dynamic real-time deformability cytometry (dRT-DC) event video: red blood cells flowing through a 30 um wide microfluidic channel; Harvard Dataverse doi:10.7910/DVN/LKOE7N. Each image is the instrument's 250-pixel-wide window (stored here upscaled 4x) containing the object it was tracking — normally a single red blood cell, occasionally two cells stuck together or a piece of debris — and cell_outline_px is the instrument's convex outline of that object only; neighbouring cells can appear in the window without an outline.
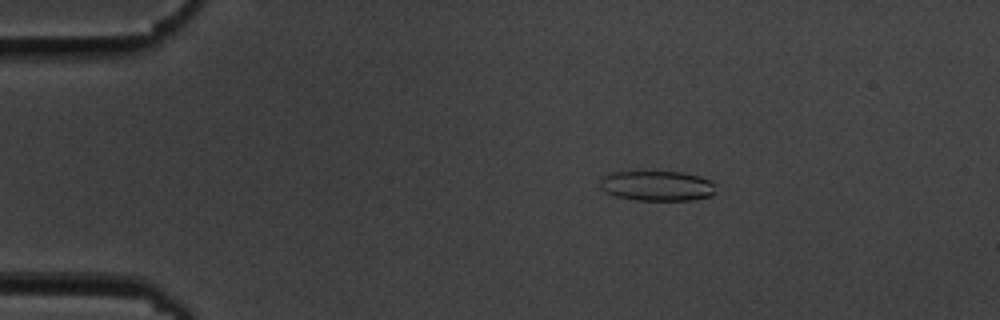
{"species": "common noctule bat (a hibernating species)", "species_latin": "Nyctalus noctula", "temperature_condition": "cold", "stored_images_in_passage": 56, "camera_frame_rate_fps": 3000, "um_per_image_px": 0.085, "animal": {"sex": "male", "body_mass_g": 19.5, "forearm_length_mm": 54.6}, "frame": {"image": 1, "passage_image": 10, "time_ms": 3.0, "image_size_px": [1000, 320], "cell_outline_px": [[716, 192], [712, 196], [692, 200], [636, 200], [616, 196], [600, 188], [600, 180], [608, 172], [680, 172], [700, 176], [712, 180]], "centroid_in_image_um": [55.88, 15.8], "position_along_channel_um": 29.1, "area_um2": 20.35}}
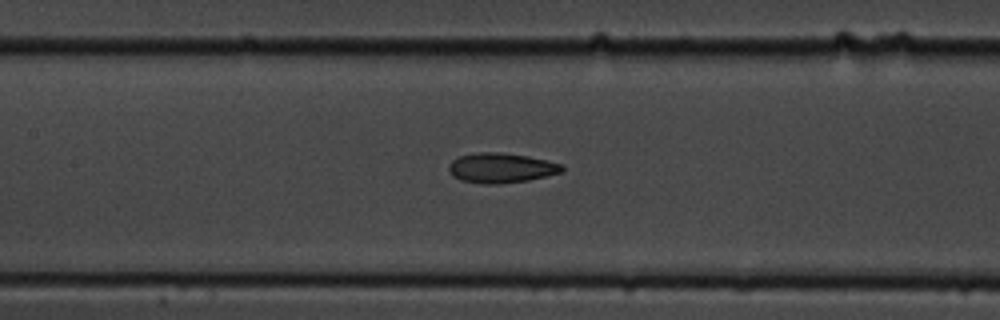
{"frame": {"image": 2, "passage_image": 26, "time_ms": 8.333, "image_size_px": [1000, 320], "cell_outline_px": [[564, 172], [528, 180], [496, 184], [484, 184], [460, 180], [452, 176], [448, 168], [452, 160], [460, 156], [476, 152], [500, 152], [528, 156], [548, 160], [564, 164]], "centroid_in_image_um": [42.62, 14.27], "position_along_channel_um": 164.8, "area_um2": 19.88}}
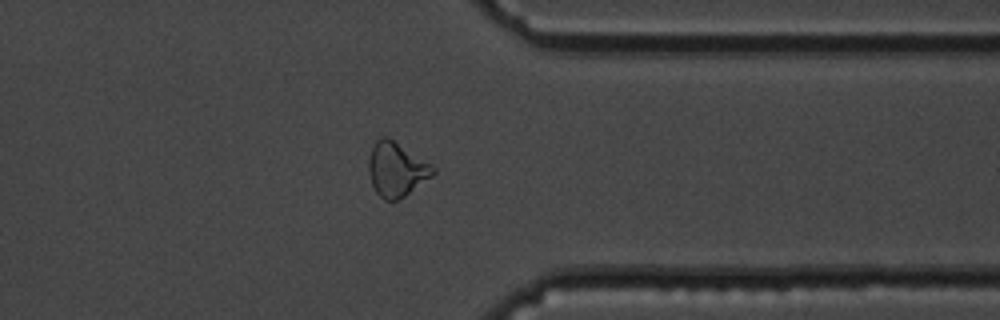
{"frame": {"image": 3, "passage_image": 44, "time_ms": 14.333, "image_size_px": [1000, 320], "cell_outline_px": [[436, 172], [432, 176], [404, 196], [396, 200], [384, 200], [376, 192], [372, 184], [368, 172], [368, 160], [372, 148], [376, 140], [380, 136], [388, 136], [432, 164], [436, 168]], "centroid_in_image_um": [33.69, 14.37], "position_along_channel_um": 377.7, "area_um2": 20.4}, "authors_computed_cell_mechanics": {"area_um2": 20.3456, "velocity_mm_per_s": 3.6297, "shape_relaxation_time_tau1_ms": 5.7729, "shape_relaxation_time_tau2_ms": 3.7041, "deformation_change_tau1": 0.1253, "deformation_change_tau2": 0.1107}}